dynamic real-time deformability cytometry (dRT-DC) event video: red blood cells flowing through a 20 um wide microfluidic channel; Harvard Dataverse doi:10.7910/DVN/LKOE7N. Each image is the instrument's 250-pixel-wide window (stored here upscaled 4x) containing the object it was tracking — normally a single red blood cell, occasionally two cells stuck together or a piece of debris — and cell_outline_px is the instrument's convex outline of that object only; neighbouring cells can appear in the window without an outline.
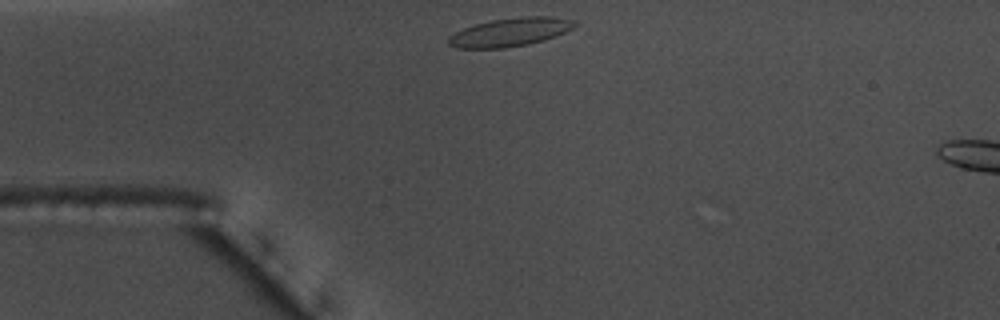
{"species": "common noctule bat (a hibernating species)", "species_latin": "Nyctalus noctula", "temperature_condition": "warm", "stored_images_in_passage": 31, "camera_frame_rate_fps": 3000, "um_per_image_px": 0.085, "animal": {"sex": "male", "body_mass_g": 17.5, "forearm_length_mm": 52.3}, "frame": {"image": 1, "passage_image": 1, "time_ms": 0.0, "image_size_px": [1000, 320], "cell_outline_px": [[580, 24], [556, 36], [528, 44], [504, 48], [456, 48], [448, 44], [448, 36], [464, 28], [476, 24], [492, 20], [528, 16], [552, 16], [576, 20]], "centroid_in_image_um": [43.39, 2.73], "position_along_channel_um": 41.6, "area_um2": 20.87}}
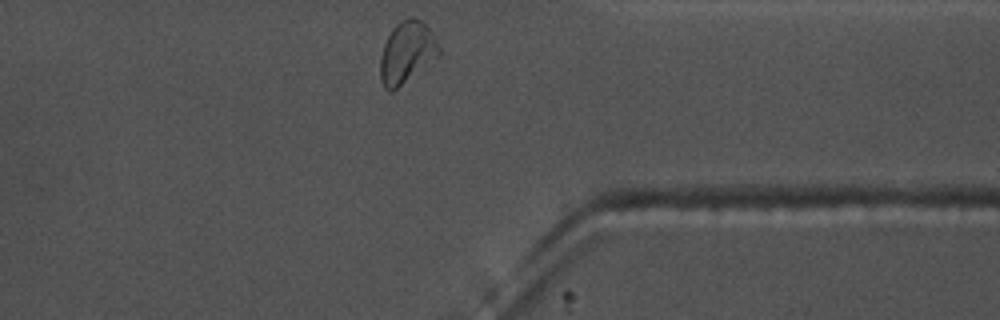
{"frame": {"image": 2, "passage_image": 31, "time_ms": 10.0, "image_size_px": [1000, 320], "cell_outline_px": [[440, 56], [392, 92], [388, 92], [384, 88], [380, 80], [380, 60], [384, 44], [392, 28], [400, 20], [408, 16], [412, 16], [420, 20], [432, 32], [440, 48]], "centroid_in_image_um": [34.57, 4.46], "position_along_channel_um": 376.8, "area_um2": 21.27}, "authors_computed_cell_mechanics": {"area_um2": 19.1318, "velocity_mm_per_s": 3.6326, "shape_relaxation_time_tau1_ms": null, "shape_relaxation_time_tau2_ms": 1.2409, "deformation_change_tau1": null, "deformation_change_tau2": 0.0556}}